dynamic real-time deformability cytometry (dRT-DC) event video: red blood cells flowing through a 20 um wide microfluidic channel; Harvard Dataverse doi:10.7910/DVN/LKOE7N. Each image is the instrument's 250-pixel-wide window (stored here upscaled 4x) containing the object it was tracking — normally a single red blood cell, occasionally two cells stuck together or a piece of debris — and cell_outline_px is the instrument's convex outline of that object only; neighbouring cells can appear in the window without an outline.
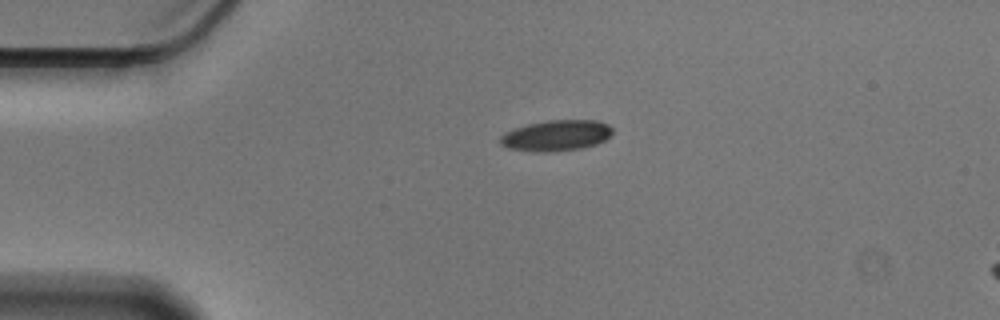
{"species": "Egyptian fruit bat (a non-hibernating species)", "species_latin": "Rousettus aegyptiacus", "temperature_condition": "cold", "stored_images_in_passage": 45, "camera_frame_rate_fps": 3000, "um_per_image_px": 0.085, "animal": {"sex": "male"}, "frame": {"image": 1, "passage_image": 1, "time_ms": 0.0, "image_size_px": [1000, 320], "cell_outline_px": [[612, 132], [604, 140], [596, 144], [580, 148], [552, 152], [532, 152], [508, 148], [500, 144], [500, 136], [504, 132], [528, 124], [548, 120], [596, 120], [608, 124], [612, 128]], "centroid_in_image_um": [47.25, 11.52], "position_along_channel_um": 37.7, "area_um2": 20.17}}
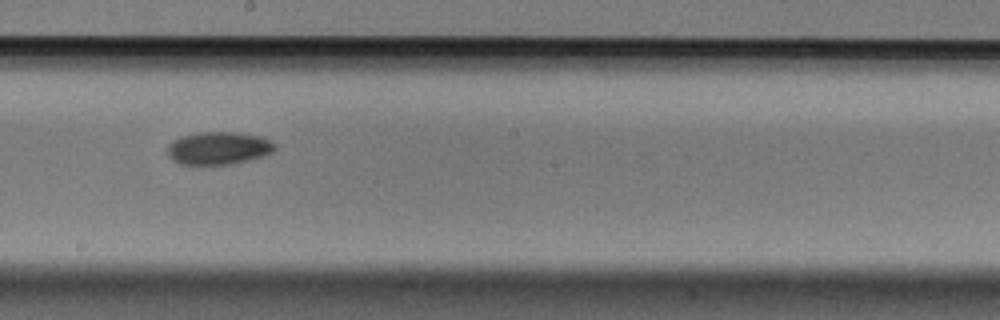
{"frame": {"image": 2, "passage_image": 20, "time_ms": 6.333, "image_size_px": [1000, 320], "cell_outline_px": [[276, 148], [272, 152], [264, 156], [232, 164], [200, 168], [176, 164], [168, 156], [168, 144], [172, 140], [180, 136], [200, 132], [240, 132], [264, 136], [272, 140], [276, 144]], "centroid_in_image_um": [18.55, 12.63], "position_along_channel_um": 229.7, "area_um2": 21.73}}
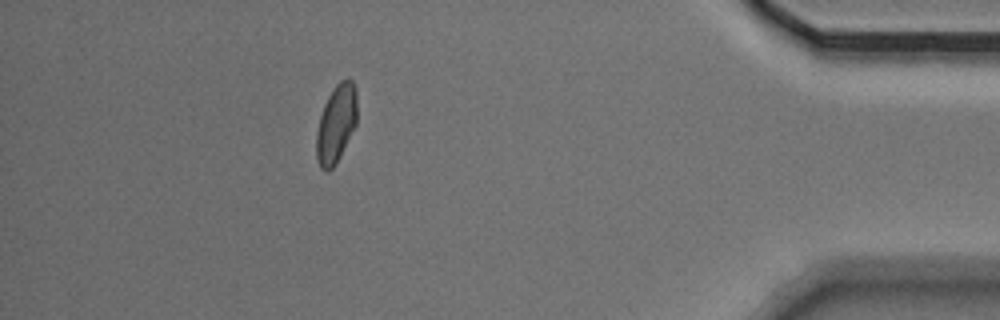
{"frame": {"image": 3, "passage_image": 39, "time_ms": 12.667, "image_size_px": [1000, 320], "cell_outline_px": [[356, 124], [336, 164], [328, 172], [324, 172], [320, 168], [316, 156], [316, 132], [320, 116], [324, 104], [328, 96], [336, 84], [340, 80], [352, 80], [356, 88]], "centroid_in_image_um": [28.55, 10.55], "position_along_channel_um": 406.6, "area_um2": 18.5}, "authors_computed_cell_mechanics": {"area_um2": 19.8254, "velocity_mm_per_s": 3.5357, "shape_relaxation_time_tau1_ms": 6.3756, "shape_relaxation_time_tau2_ms": null, "deformation_change_tau1": 0.1278, "deformation_change_tau2": null}}